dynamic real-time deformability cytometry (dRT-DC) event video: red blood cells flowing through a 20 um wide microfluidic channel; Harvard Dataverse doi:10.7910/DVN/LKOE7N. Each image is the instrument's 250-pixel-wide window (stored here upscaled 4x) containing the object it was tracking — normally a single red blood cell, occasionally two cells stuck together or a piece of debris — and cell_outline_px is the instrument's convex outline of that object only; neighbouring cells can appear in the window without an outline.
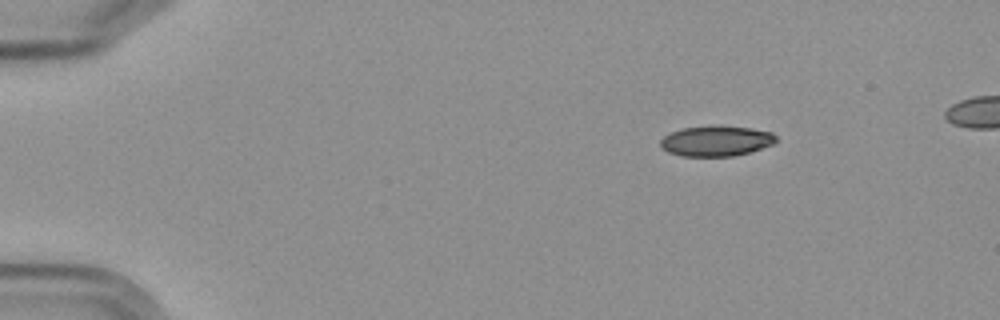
{"species": "Egyptian fruit bat (a non-hibernating species)", "species_latin": "Rousettus aegyptiacus", "temperature_condition": "cold", "stored_images_in_passage": 6, "camera_frame_rate_fps": 3000, "um_per_image_px": 0.085, "frame": {"image": 1, "passage_image": 1, "time_ms": 0.0, "image_size_px": [1000, 320], "cell_outline_px": [[776, 140], [772, 144], [748, 152], [732, 156], [680, 156], [668, 152], [660, 148], [660, 140], [664, 136], [672, 132], [684, 128], [752, 128], [772, 132], [776, 136]], "centroid_in_image_um": [60.84, 12.02], "position_along_channel_um": 24.2, "area_um2": 19.65}}
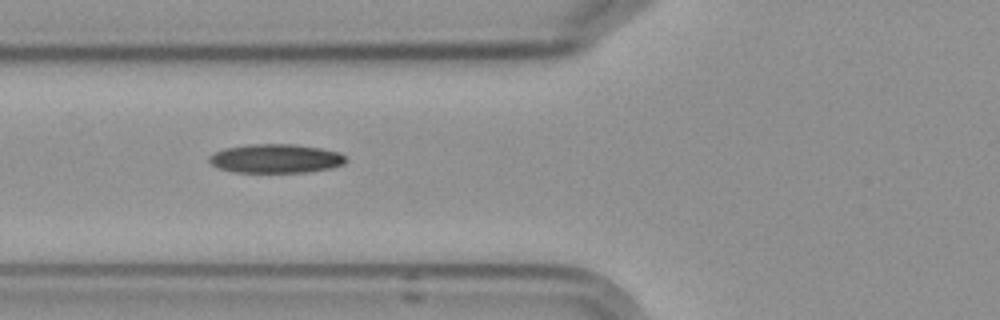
{"frame": {"image": 2, "passage_image": 5, "time_ms": 4.667, "image_size_px": [1000, 320], "cell_outline_px": [[348, 160], [344, 164], [332, 168], [308, 172], [236, 172], [220, 168], [212, 164], [208, 160], [208, 156], [212, 152], [224, 148], [248, 144], [296, 144], [320, 148], [340, 152], [348, 156]], "centroid_in_image_um": [23.47, 13.47], "position_along_channel_um": 102.3, "area_um2": 23.35}}